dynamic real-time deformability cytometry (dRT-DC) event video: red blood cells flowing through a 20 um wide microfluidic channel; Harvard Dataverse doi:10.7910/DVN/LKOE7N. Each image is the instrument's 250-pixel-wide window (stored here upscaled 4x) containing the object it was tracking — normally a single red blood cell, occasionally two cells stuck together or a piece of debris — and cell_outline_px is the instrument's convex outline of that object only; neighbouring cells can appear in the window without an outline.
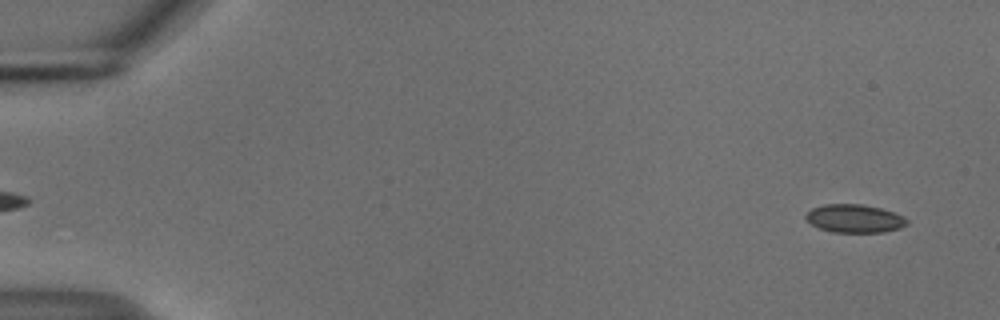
{"species": "common noctule bat (a hibernating species)", "species_latin": "Nyctalus noctula", "temperature_condition": "cold", "stored_images_in_passage": 54, "camera_frame_rate_fps": 3000, "um_per_image_px": 0.085, "animal": {"sex": "male", "body_mass_g": 18.8}, "frame": {"image": 1, "passage_image": 3, "time_ms": 0.667, "image_size_px": [1000, 320], "cell_outline_px": [[908, 224], [900, 228], [884, 232], [832, 232], [820, 228], [812, 224], [804, 216], [812, 208], [824, 204], [860, 204], [880, 208], [904, 216], [908, 220]], "centroid_in_image_um": [72.65, 18.57], "position_along_channel_um": 12.3, "area_um2": 16.53}}
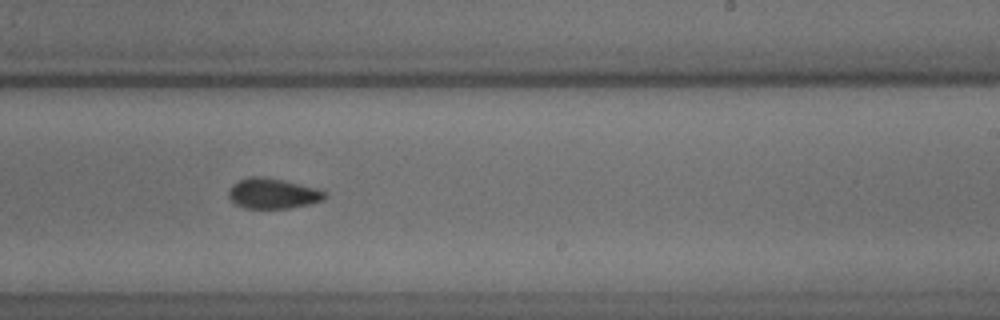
{"frame": {"image": 2, "passage_image": 34, "time_ms": 11.0, "image_size_px": [1000, 320], "cell_outline_px": [[328, 196], [324, 200], [308, 204], [288, 208], [244, 208], [236, 204], [228, 196], [228, 192], [232, 184], [248, 176], [264, 176], [284, 180], [316, 188], [324, 192]], "centroid_in_image_um": [23.18, 16.43], "position_along_channel_um": 265.8, "area_um2": 16.99}}
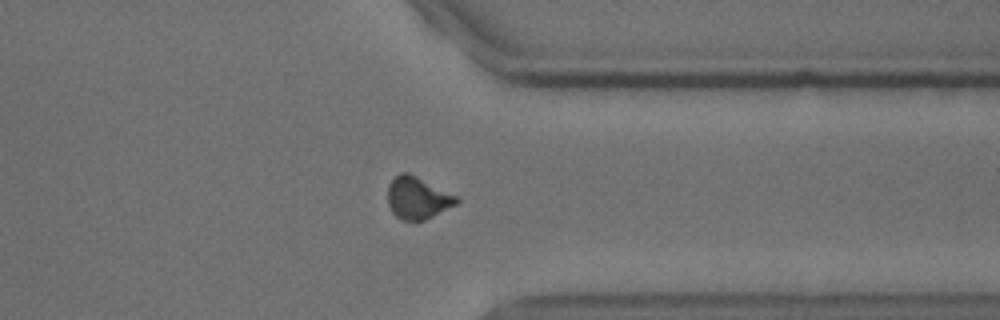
{"frame": {"image": 3, "passage_image": 43, "time_ms": 14.0, "image_size_px": [1000, 320], "cell_outline_px": [[460, 200], [456, 204], [424, 220], [400, 220], [392, 212], [388, 204], [388, 184], [392, 176], [400, 172], [408, 172], [460, 196]], "centroid_in_image_um": [35.49, 16.79], "position_along_channel_um": 375.9, "area_um2": 17.17}, "authors_computed_cell_mechanics": {"area_um2": 16.8487, "velocity_mm_per_s": 3.735, "shape_relaxation_time_tau1_ms": 7.9769, "shape_relaxation_time_tau2_ms": 3.4658, "deformation_change_tau1": 0.11, "deformation_change_tau2": 0.0742}}